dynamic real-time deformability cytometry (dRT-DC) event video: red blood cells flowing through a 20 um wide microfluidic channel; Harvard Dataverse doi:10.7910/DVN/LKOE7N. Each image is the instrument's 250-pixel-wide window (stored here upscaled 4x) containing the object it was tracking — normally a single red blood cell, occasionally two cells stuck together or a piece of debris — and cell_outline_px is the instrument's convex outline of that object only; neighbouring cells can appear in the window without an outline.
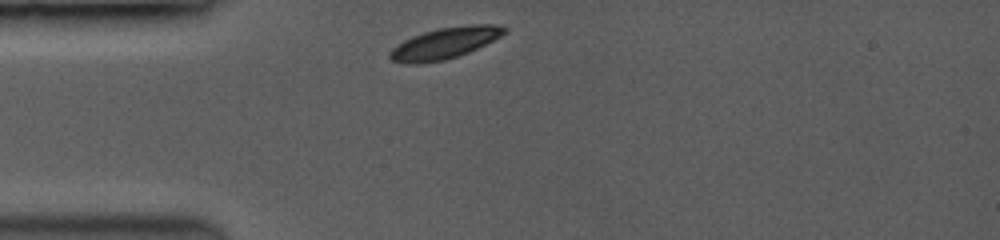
{"species": "common noctule bat (a hibernating species)", "species_latin": "Nyctalus noctula", "temperature_condition": "room temperature", "stored_images_in_passage": 11, "camera_frame_rate_fps": 3500, "um_per_image_px": 0.085, "animal": {"sex": "female", "body_mass_g": 19.0, "forearm_length_mm": 53.3}, "frame": {"image": 1, "passage_image": 1, "time_ms": 0.0, "image_size_px": [1000, 240], "cell_outline_px": [[508, 28], [500, 36], [468, 52], [444, 60], [416, 64], [392, 60], [388, 56], [388, 52], [396, 44], [412, 36], [424, 32], [440, 28], [468, 24], [500, 24]], "centroid_in_image_um": [37.79, 3.65], "position_along_channel_um": 47.2, "area_um2": 20.58}}
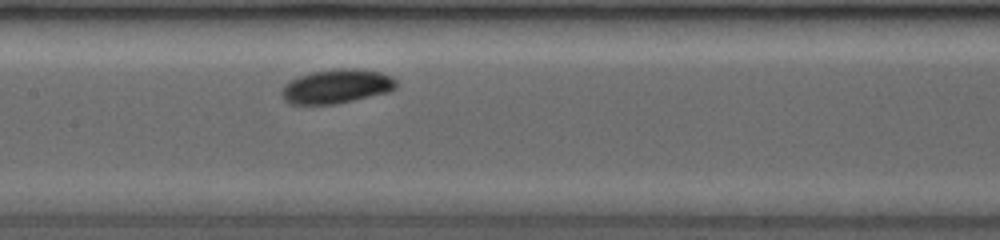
{"frame": {"image": 2, "passage_image": 7, "time_ms": 3.714, "image_size_px": [1000, 240], "cell_outline_px": [[396, 88], [388, 92], [352, 100], [332, 104], [292, 104], [284, 100], [280, 92], [292, 80], [300, 76], [312, 72], [336, 68], [360, 68], [380, 72], [392, 76], [396, 80]], "centroid_in_image_um": [28.65, 7.32], "position_along_channel_um": 178.8, "area_um2": 22.54}}